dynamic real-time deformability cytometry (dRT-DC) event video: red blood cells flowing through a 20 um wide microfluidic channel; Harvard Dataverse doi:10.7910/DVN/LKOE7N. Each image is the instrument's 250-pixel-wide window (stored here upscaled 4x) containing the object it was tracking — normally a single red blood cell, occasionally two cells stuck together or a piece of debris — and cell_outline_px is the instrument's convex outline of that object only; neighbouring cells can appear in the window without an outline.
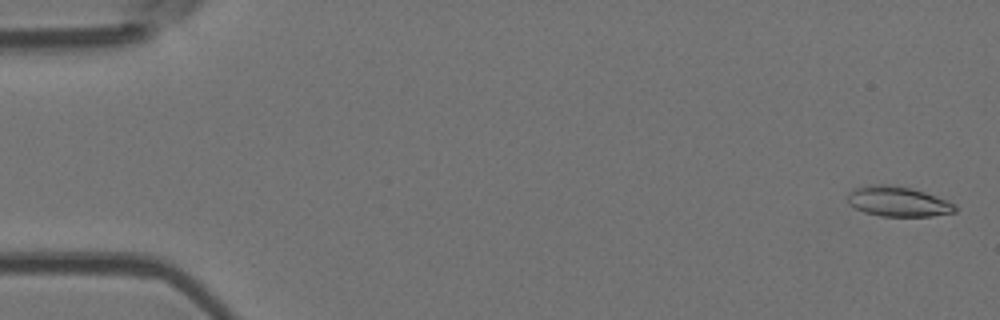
{"species": "Egyptian fruit bat (a non-hibernating species)", "species_latin": "Rousettus aegyptiacus", "temperature_condition": "room temperature", "stored_images_in_passage": 6, "camera_frame_rate_fps": 3000, "um_per_image_px": 0.085, "animal": {"sex": "female"}, "frame": {"image": 1, "passage_image": 1, "time_ms": 0.0, "image_size_px": [1000, 320], "cell_outline_px": [[956, 212], [932, 216], [880, 216], [864, 212], [848, 204], [848, 192], [852, 188], [872, 184], [884, 184], [912, 188], [936, 196], [956, 204]], "centroid_in_image_um": [76.31, 17.12], "position_along_channel_um": 8.7, "area_um2": 18.9}}
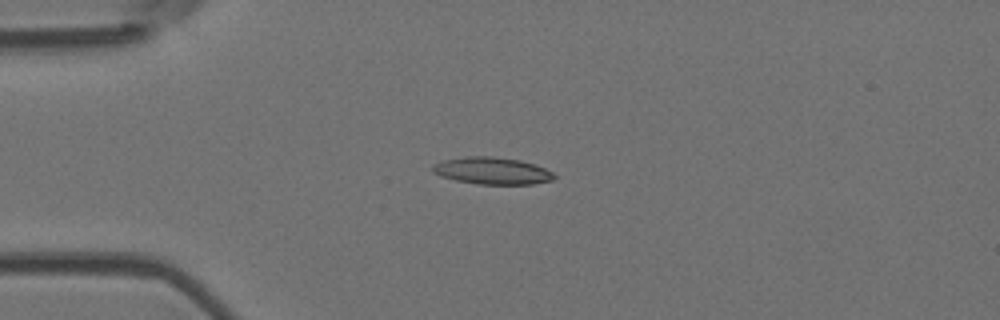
{"frame": {"image": 2, "passage_image": 4, "time_ms": 4.0, "image_size_px": [1000, 320], "cell_outline_px": [[556, 176], [552, 180], [532, 184], [480, 184], [456, 180], [440, 176], [432, 172], [432, 164], [444, 160], [464, 156], [492, 156], [520, 160], [536, 164], [552, 172]], "centroid_in_image_um": [41.82, 14.51], "position_along_channel_um": 43.2, "area_um2": 19.19}}
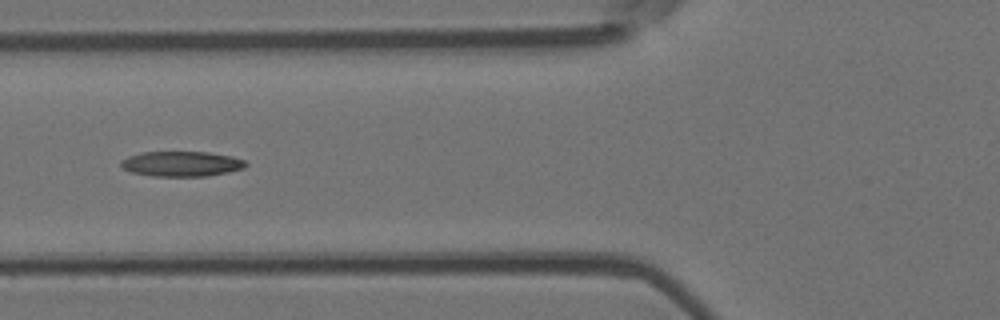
{"frame": {"image": 3, "passage_image": 6, "time_ms": 6.333, "image_size_px": [1000, 320], "cell_outline_px": [[248, 164], [244, 168], [228, 172], [208, 176], [152, 176], [132, 172], [124, 168], [120, 164], [120, 160], [128, 156], [140, 152], [208, 152], [232, 156], [244, 160]], "centroid_in_image_um": [15.43, 13.92], "position_along_channel_um": 110.4, "area_um2": 18.32}}